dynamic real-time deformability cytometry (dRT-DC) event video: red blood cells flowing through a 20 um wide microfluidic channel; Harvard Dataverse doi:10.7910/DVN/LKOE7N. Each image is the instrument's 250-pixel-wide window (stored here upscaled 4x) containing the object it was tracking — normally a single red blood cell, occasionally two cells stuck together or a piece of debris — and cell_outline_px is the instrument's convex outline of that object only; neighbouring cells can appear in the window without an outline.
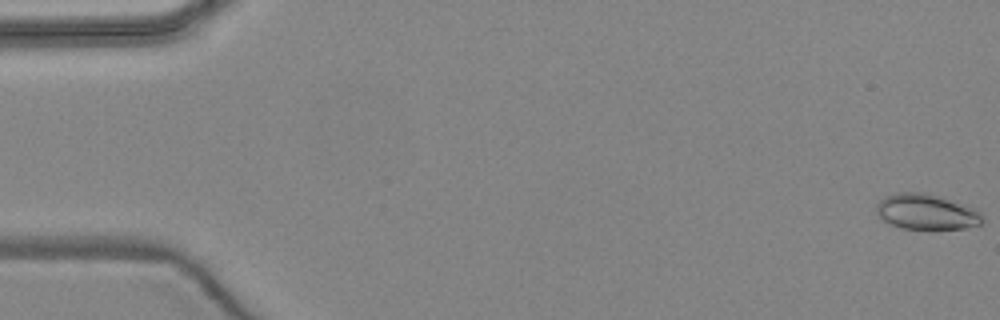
{"species": "common noctule bat (a hibernating species)", "species_latin": "Nyctalus noctula", "temperature_condition": "warm", "stored_images_in_passage": 5, "camera_frame_rate_fps": 3000, "um_per_image_px": 0.085, "animal": {"sex": "female", "body_mass_g": 24.6, "forearm_length_mm": 56.2}, "frame": {"image": 1, "passage_image": 1, "time_ms": 0.0, "image_size_px": [1000, 320], "cell_outline_px": [[984, 220], [980, 224], [964, 228], [932, 232], [928, 232], [900, 228], [880, 220], [876, 212], [876, 204], [880, 200], [896, 192], [924, 192], [976, 208], [980, 212]], "centroid_in_image_um": [78.73, 18.06], "position_along_channel_um": 6.3, "area_um2": 22.77}}